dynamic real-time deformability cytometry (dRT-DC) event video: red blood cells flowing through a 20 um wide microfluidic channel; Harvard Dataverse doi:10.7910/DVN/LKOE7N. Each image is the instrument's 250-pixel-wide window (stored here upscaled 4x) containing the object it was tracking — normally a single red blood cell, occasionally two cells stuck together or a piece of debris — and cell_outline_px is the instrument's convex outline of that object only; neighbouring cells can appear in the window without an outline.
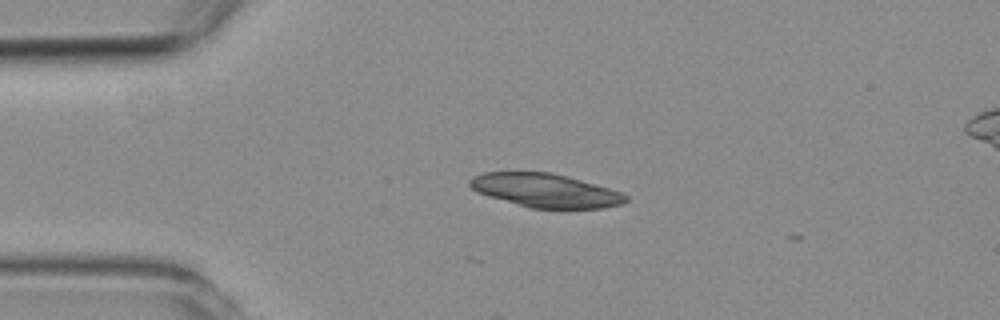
{"species": "common noctule bat (a hibernating species)", "species_latin": "Nyctalus noctula", "temperature_condition": "room temperature", "stored_images_in_passage": 2, "camera_frame_rate_fps": 3000, "um_per_image_px": 0.085, "animal": {"sex": "female", "body_mass_g": 19.3, "forearm_length_mm": 54.1}, "frame": {"image": 1, "passage_image": 2, "time_ms": 0.333, "image_size_px": [1000, 320], "cell_outline_px": [[628, 200], [620, 204], [604, 208], [528, 208], [488, 196], [476, 192], [468, 184], [468, 180], [472, 176], [484, 172], [548, 172], [580, 180], [608, 188], [620, 192], [628, 196]], "centroid_in_image_um": [46.3, 16.19], "position_along_channel_um": 38.7, "area_um2": 30.4}}